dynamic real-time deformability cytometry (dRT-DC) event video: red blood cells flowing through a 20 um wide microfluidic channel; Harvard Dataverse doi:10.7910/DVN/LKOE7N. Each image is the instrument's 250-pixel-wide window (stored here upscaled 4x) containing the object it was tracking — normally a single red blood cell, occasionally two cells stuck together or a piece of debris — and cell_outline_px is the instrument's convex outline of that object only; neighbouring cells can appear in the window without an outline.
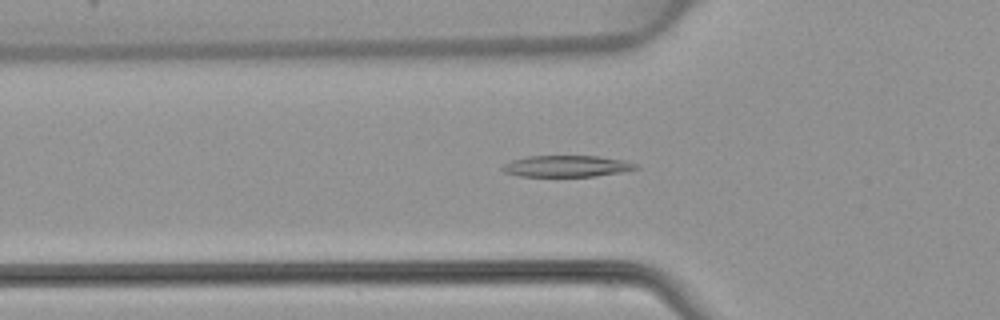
{"species": "common noctule bat (a hibernating species)", "species_latin": "Nyctalus noctula", "temperature_condition": "warm", "stored_images_in_passage": 48, "camera_frame_rate_fps": 3000, "um_per_image_px": 0.085, "animal": {"sex": "female", "body_mass_g": 22.7, "forearm_length_mm": 54.2}, "frame": {"image": 1, "passage_image": 16, "time_ms": 5.0, "image_size_px": [1000, 320], "cell_outline_px": [[640, 168], [620, 172], [596, 176], [520, 176], [504, 172], [500, 168], [504, 164], [512, 160], [528, 156], [600, 156], [624, 160], [640, 164]], "centroid_in_image_um": [48.21, 14.12], "position_along_channel_um": 77.6, "area_um2": 16.7}}
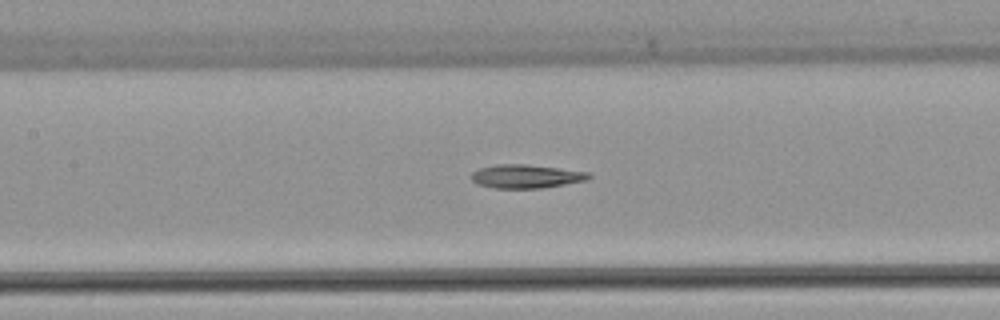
{"frame": {"image": 2, "passage_image": 22, "time_ms": 7.0, "image_size_px": [1000, 320], "cell_outline_px": [[592, 176], [588, 180], [544, 188], [496, 188], [476, 184], [472, 180], [472, 172], [480, 168], [496, 164], [524, 164], [560, 168], [592, 172]], "centroid_in_image_um": [44.77, 14.99], "position_along_channel_um": 162.6, "area_um2": 16.3}}
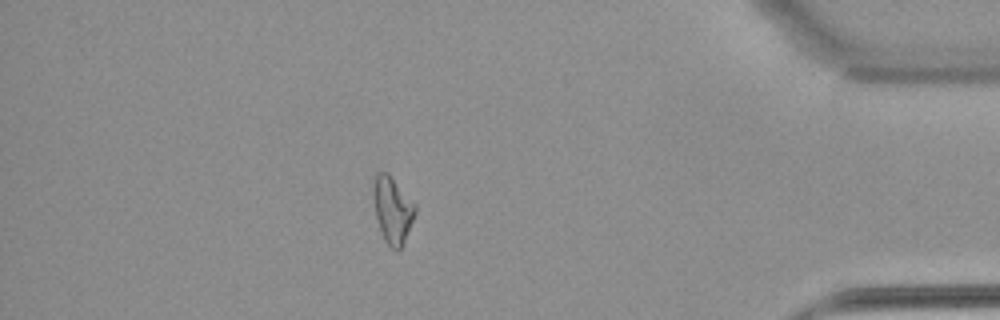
{"frame": {"image": 3, "passage_image": 42, "time_ms": 13.667, "image_size_px": [1000, 320], "cell_outline_px": [[416, 212], [404, 240], [400, 248], [396, 252], [384, 240], [376, 216], [372, 196], [372, 192], [376, 172], [388, 172], [416, 204]], "centroid_in_image_um": [33.36, 17.8], "position_along_channel_um": 401.8, "area_um2": 16.13}}